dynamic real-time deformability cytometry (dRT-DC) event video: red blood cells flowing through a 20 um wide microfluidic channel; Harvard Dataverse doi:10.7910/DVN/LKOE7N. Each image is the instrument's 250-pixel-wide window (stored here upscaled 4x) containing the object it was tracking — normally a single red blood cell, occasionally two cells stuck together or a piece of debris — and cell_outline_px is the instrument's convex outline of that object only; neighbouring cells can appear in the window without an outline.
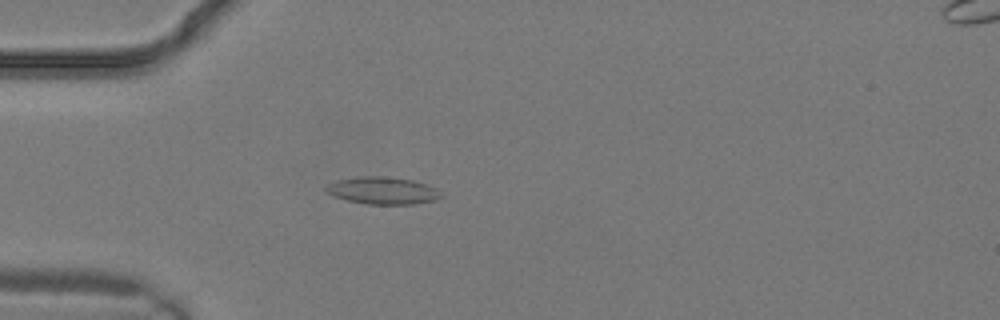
{"species": "common noctule bat (a hibernating species)", "species_latin": "Nyctalus noctula", "temperature_condition": "warm", "stored_images_in_passage": 4, "camera_frame_rate_fps": 3000, "um_per_image_px": 0.085, "animal": {"sex": "male", "body_mass_g": 19.2, "forearm_length_mm": 51.8}, "frame": {"image": 1, "passage_image": 3, "time_ms": 0.667, "image_size_px": [1000, 320], "cell_outline_px": [[444, 196], [436, 200], [416, 204], [368, 204], [348, 200], [332, 196], [324, 188], [328, 184], [336, 180], [364, 176], [380, 176], [412, 180], [436, 188]], "centroid_in_image_um": [32.54, 16.21], "position_along_channel_um": 52.5, "area_um2": 18.15}}